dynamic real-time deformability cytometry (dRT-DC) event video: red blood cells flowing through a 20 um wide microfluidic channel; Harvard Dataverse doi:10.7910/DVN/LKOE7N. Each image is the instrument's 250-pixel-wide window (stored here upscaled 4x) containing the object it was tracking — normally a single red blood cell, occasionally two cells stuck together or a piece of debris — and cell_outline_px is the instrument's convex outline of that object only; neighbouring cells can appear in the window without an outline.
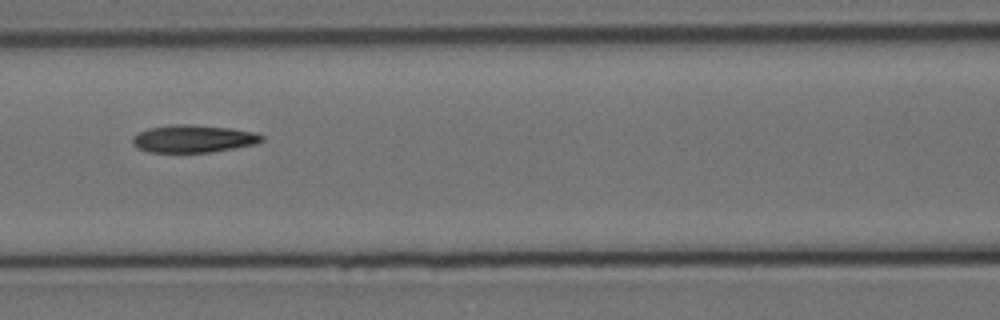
{"species": "Egyptian fruit bat (a non-hibernating species)", "species_latin": "Rousettus aegyptiacus", "temperature_condition": "cold", "stored_images_in_passage": 8, "camera_frame_rate_fps": 3000, "um_per_image_px": 0.085, "animal": {"sex": "female"}, "frame": {"image": 1, "passage_image": 8, "time_ms": 8.0, "image_size_px": [1000, 320], "cell_outline_px": [[264, 140], [256, 144], [212, 152], [148, 152], [136, 148], [132, 144], [132, 136], [148, 128], [172, 124], [192, 124], [228, 128], [256, 132], [264, 136]], "centroid_in_image_um": [16.42, 11.79], "position_along_channel_um": 150.2, "area_um2": 20.92}}